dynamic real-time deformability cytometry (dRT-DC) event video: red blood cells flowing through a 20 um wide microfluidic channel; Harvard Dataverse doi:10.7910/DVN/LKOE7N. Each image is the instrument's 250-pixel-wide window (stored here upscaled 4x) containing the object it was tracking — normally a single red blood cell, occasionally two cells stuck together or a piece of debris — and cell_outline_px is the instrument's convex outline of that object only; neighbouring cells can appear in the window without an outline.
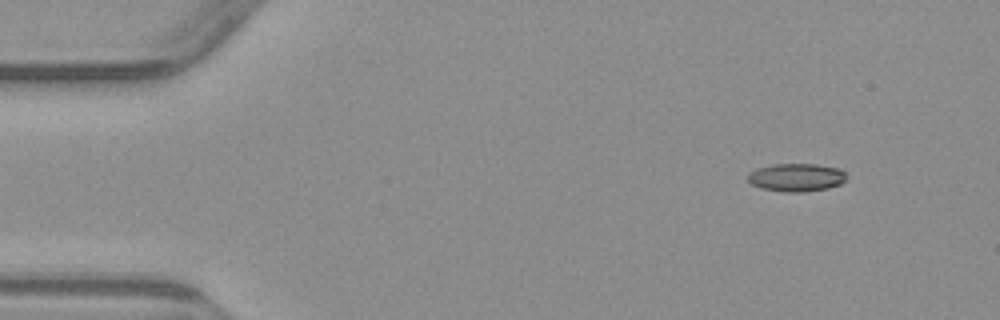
{"species": "common noctule bat (a hibernating species)", "species_latin": "Nyctalus noctula", "temperature_condition": "warm", "stored_images_in_passage": 7, "camera_frame_rate_fps": 3000, "um_per_image_px": 0.085, "animal": {"sex": "male", "body_mass_g": 23.1, "forearm_length_mm": 52.7}, "frame": {"image": 1, "passage_image": 1, "time_ms": 0.0, "image_size_px": [1000, 320], "cell_outline_px": [[848, 180], [840, 184], [828, 188], [804, 192], [784, 192], [760, 188], [752, 184], [748, 180], [748, 172], [756, 168], [772, 164], [816, 164], [840, 168], [848, 176]], "centroid_in_image_um": [67.71, 15.08], "position_along_channel_um": 17.3, "area_um2": 16.42}}
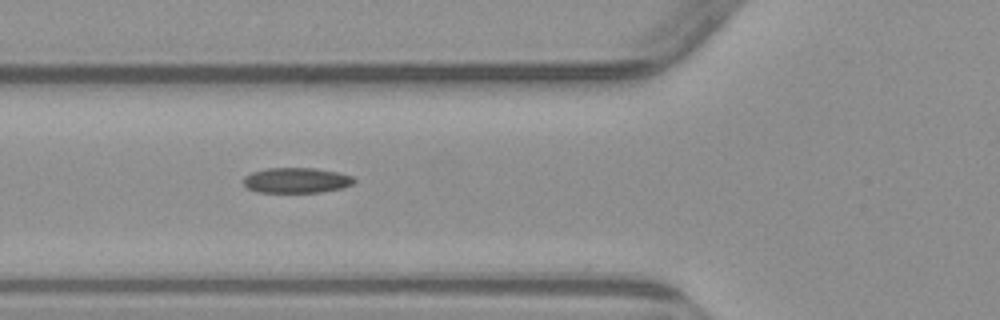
{"frame": {"image": 2, "passage_image": 5, "time_ms": 4.667, "image_size_px": [1000, 320], "cell_outline_px": [[356, 180], [352, 184], [344, 188], [320, 192], [256, 192], [248, 188], [244, 184], [244, 176], [252, 172], [268, 168], [316, 168], [336, 172], [352, 176]], "centroid_in_image_um": [25.2, 15.33], "position_along_channel_um": 100.6, "area_um2": 16.3}}
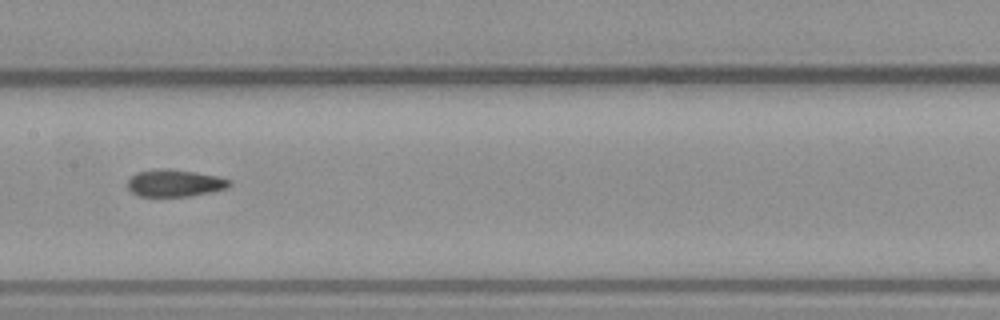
{"frame": {"image": 3, "passage_image": 7, "time_ms": 7.0, "image_size_px": [1000, 320], "cell_outline_px": [[232, 184], [228, 188], [212, 192], [188, 196], [136, 196], [128, 188], [128, 180], [136, 172], [164, 168], [168, 168], [196, 172], [216, 176], [232, 180]], "centroid_in_image_um": [14.88, 15.56], "position_along_channel_um": 192.5, "area_um2": 16.18}}